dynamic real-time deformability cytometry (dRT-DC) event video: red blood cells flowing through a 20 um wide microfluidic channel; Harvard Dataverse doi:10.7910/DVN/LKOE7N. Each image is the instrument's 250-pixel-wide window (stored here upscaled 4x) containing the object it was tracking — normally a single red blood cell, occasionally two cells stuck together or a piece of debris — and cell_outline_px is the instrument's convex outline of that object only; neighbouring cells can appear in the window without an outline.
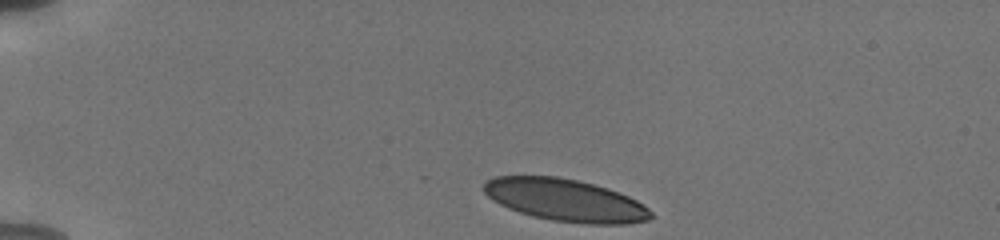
{"species": "human", "species_latin": "Homo sapiens", "temperature_condition": "cold", "stored_images_in_passage": 37, "camera_frame_rate_fps": 3000, "um_per_image_px": 0.085, "donor": {"sex": "male"}, "frame": {"image": 1, "passage_image": 1, "time_ms": 0.0, "image_size_px": [1000, 240], "cell_outline_px": [[652, 216], [648, 220], [628, 224], [588, 224], [552, 220], [532, 216], [508, 208], [492, 200], [484, 192], [484, 184], [488, 180], [496, 176], [556, 176], [576, 180], [608, 188], [628, 196], [636, 200], [648, 208], [652, 212]], "centroid_in_image_um": [48.06, 17.02], "position_along_channel_um": 36.9, "area_um2": 40.98}}
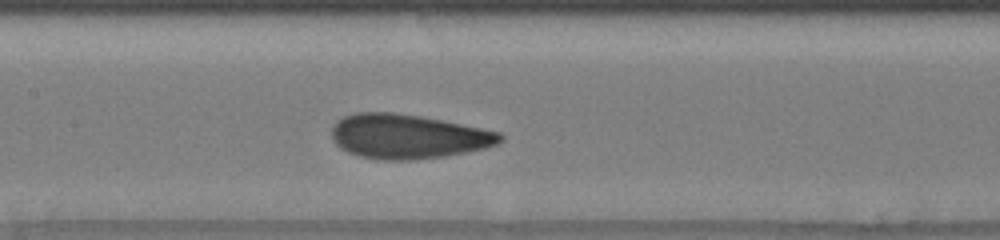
{"frame": {"image": 2, "passage_image": 17, "time_ms": 5.333, "image_size_px": [1000, 240], "cell_outline_px": [[504, 140], [496, 144], [484, 148], [444, 156], [412, 160], [376, 160], [360, 156], [348, 152], [340, 148], [332, 140], [332, 128], [336, 120], [344, 116], [356, 112], [392, 112], [420, 116], [500, 132], [504, 136]], "centroid_in_image_um": [34.62, 11.6], "position_along_channel_um": 172.8, "area_um2": 43.52}}
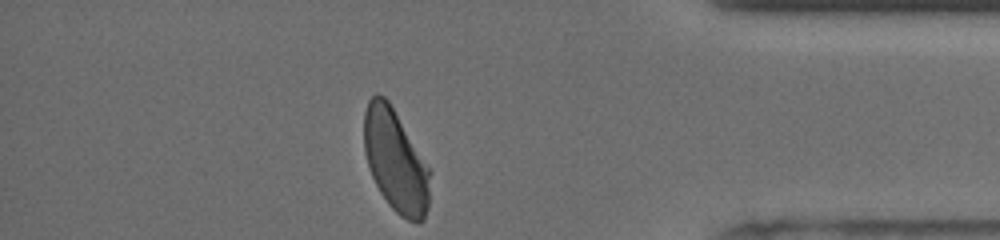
{"frame": {"image": 3, "passage_image": 37, "time_ms": 12.0, "image_size_px": [1000, 240], "cell_outline_px": [[432, 172], [428, 208], [424, 220], [416, 224], [400, 216], [388, 204], [380, 192], [372, 176], [364, 152], [364, 112], [368, 100], [376, 92], [384, 96], [388, 100]], "centroid_in_image_um": [33.64, 13.69], "position_along_channel_um": 401.6, "area_um2": 39.59}, "authors_computed_cell_mechanics": {"area_um2": 42.772, "velocity_mm_per_s": 3.7872, "shape_relaxation_time_tau1_ms": 5.0782, "shape_relaxation_time_tau2_ms": 0.8539, "deformation_change_tau1": 0.1525, "deformation_change_tau2": 0.0715}}